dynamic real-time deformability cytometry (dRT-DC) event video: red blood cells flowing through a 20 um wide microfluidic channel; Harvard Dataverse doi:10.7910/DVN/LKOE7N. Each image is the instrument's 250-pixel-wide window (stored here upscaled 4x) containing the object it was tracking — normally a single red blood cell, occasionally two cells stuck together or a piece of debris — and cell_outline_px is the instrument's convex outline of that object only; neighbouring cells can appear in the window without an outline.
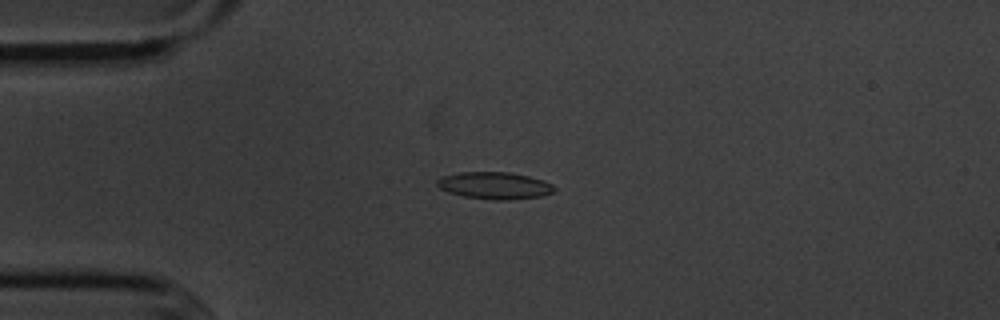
{"species": "common noctule bat (a hibernating species)", "species_latin": "Nyctalus noctula", "temperature_condition": "cold", "stored_images_in_passage": 7, "camera_frame_rate_fps": 3000, "um_per_image_px": 0.085, "animal": {"sex": "male", "body_mass_g": 20.1, "forearm_length_mm": 53.5}, "frame": {"image": 1, "passage_image": 3, "time_ms": 2.333, "image_size_px": [1000, 320], "cell_outline_px": [[556, 188], [552, 192], [540, 196], [504, 200], [496, 200], [464, 196], [448, 192], [440, 188], [436, 184], [436, 180], [444, 176], [460, 172], [508, 172], [528, 176], [544, 180], [552, 184]], "centroid_in_image_um": [42.03, 15.76], "position_along_channel_um": 43.0, "area_um2": 18.26}}
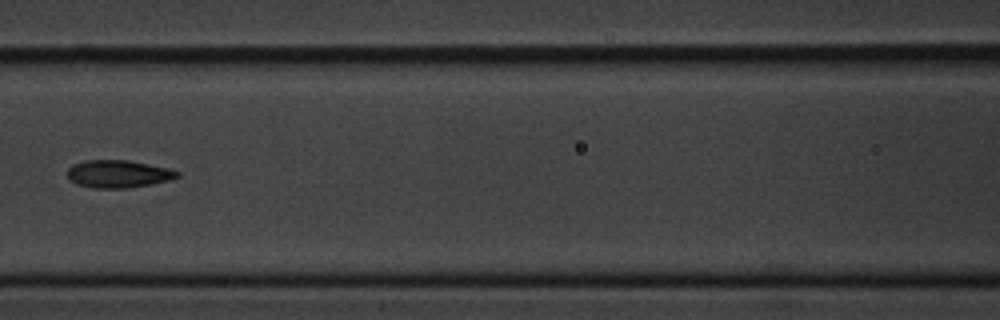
{"frame": {"image": 2, "passage_image": 6, "time_ms": 6.0, "image_size_px": [1000, 320], "cell_outline_px": [[180, 176], [168, 180], [152, 184], [128, 188], [92, 188], [76, 184], [68, 176], [68, 168], [72, 164], [84, 160], [128, 160], [168, 168], [180, 172]], "centroid_in_image_um": [10.04, 14.78], "position_along_channel_um": 156.6, "area_um2": 17.69}}
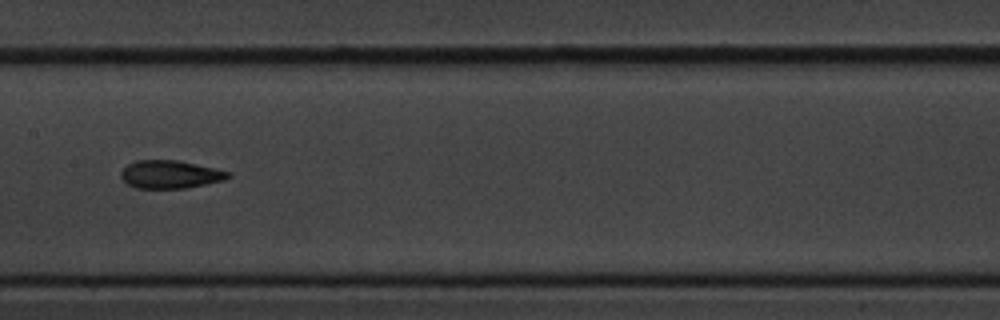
{"frame": {"image": 3, "passage_image": 7, "time_ms": 7.0, "image_size_px": [1000, 320], "cell_outline_px": [[232, 176], [224, 180], [188, 188], [136, 188], [128, 184], [120, 176], [120, 172], [128, 164], [136, 160], [180, 160], [216, 168], [232, 172]], "centroid_in_image_um": [14.51, 14.81], "position_along_channel_um": 192.9, "area_um2": 17.69}}